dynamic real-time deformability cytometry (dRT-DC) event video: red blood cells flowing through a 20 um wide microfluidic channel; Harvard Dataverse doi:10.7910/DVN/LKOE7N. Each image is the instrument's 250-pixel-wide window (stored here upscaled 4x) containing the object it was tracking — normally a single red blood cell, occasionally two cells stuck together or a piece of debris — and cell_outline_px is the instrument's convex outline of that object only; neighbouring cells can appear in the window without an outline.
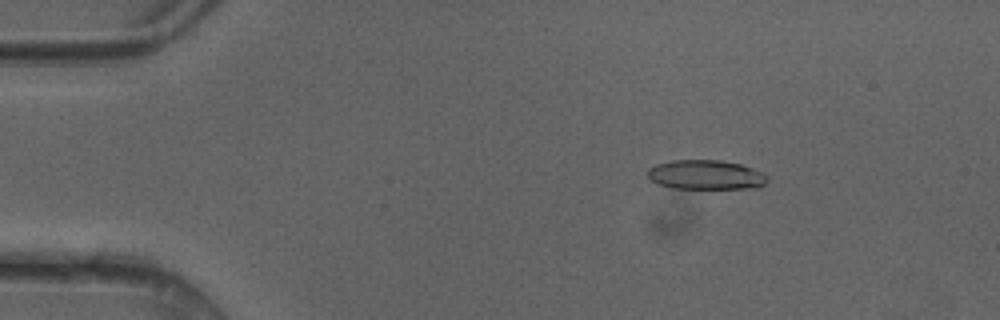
{"species": "common noctule bat (a hibernating species)", "species_latin": "Nyctalus noctula", "temperature_condition": "cold", "stored_images_in_passage": 48, "camera_frame_rate_fps": 3000, "um_per_image_px": 0.085, "animal": {"sex": "female"}, "frame": {"image": 1, "passage_image": 7, "time_ms": 2.0, "image_size_px": [1000, 320], "cell_outline_px": [[768, 180], [764, 184], [756, 188], [672, 188], [660, 184], [652, 180], [648, 176], [648, 168], [656, 164], [672, 160], [720, 160], [740, 164], [752, 168], [768, 176]], "centroid_in_image_um": [60.0, 14.85], "position_along_channel_um": 25.0, "area_um2": 20.4}}
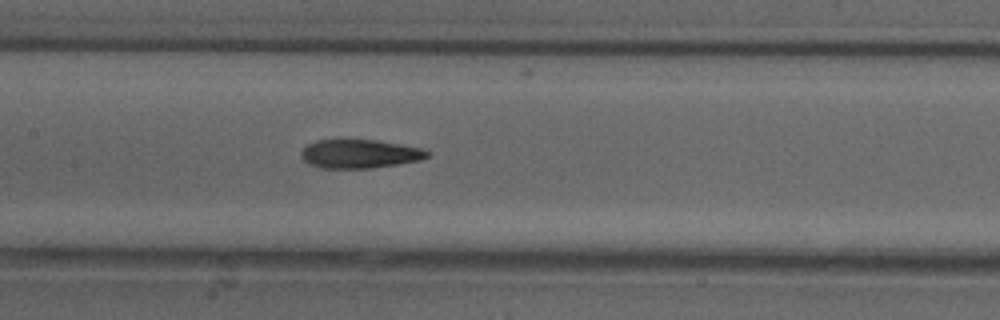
{"frame": {"image": 2, "passage_image": 23, "time_ms": 7.333, "image_size_px": [1000, 320], "cell_outline_px": [[428, 156], [420, 160], [372, 168], [320, 168], [308, 164], [300, 156], [300, 152], [308, 144], [316, 140], [340, 136], [376, 140], [400, 144], [420, 148], [428, 152]], "centroid_in_image_um": [30.47, 13.03], "position_along_channel_um": 176.9, "area_um2": 21.79}}
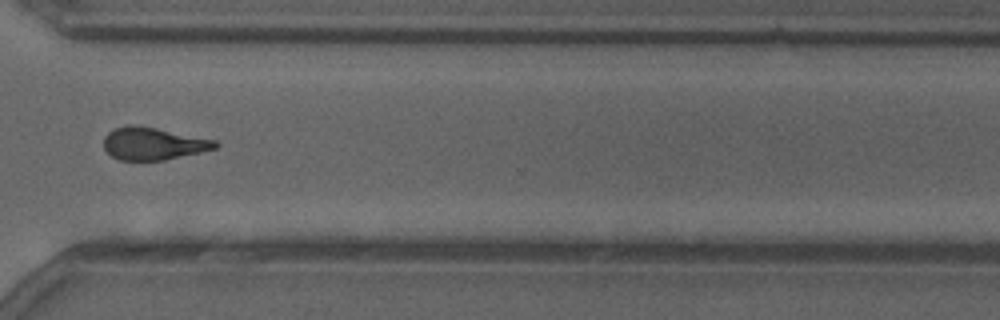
{"frame": {"image": 3, "passage_image": 36, "time_ms": 11.667, "image_size_px": [1000, 320], "cell_outline_px": [[220, 144], [216, 148], [200, 152], [164, 160], [120, 160], [112, 156], [104, 148], [104, 136], [112, 128], [128, 124], [136, 124], [216, 140]], "centroid_in_image_um": [13.0, 12.19], "position_along_channel_um": 357.6, "area_um2": 21.15}, "authors_computed_cell_mechanics": {"area_um2": 21.1837, "velocity_mm_per_s": 4.1762, "shape_relaxation_time_tau1_ms": 6.3064, "shape_relaxation_time_tau2_ms": 2.714, "deformation_change_tau1": 0.2053, "deformation_change_tau2": 0.1179}}